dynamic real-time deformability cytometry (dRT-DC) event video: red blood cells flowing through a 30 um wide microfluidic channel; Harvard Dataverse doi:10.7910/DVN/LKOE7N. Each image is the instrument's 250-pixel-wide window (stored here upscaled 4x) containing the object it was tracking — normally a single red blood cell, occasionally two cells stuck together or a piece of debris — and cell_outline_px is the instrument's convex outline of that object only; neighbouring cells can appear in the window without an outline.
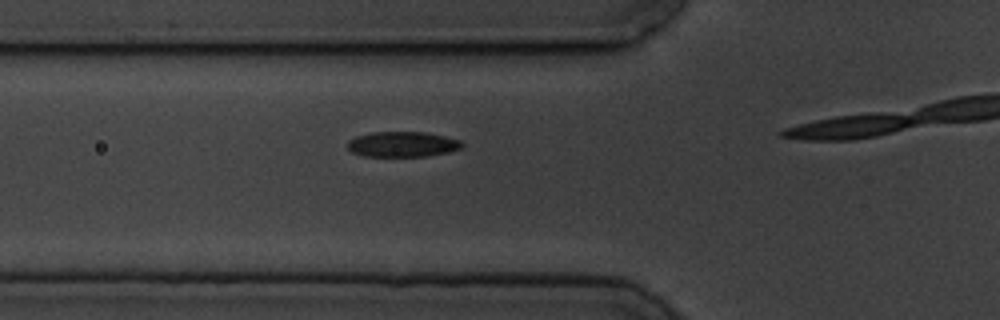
{"species": "common noctule bat (a hibernating species)", "species_latin": "Nyctalus noctula", "temperature_condition": "cold", "stored_images_in_passage": 5, "camera_frame_rate_fps": 3000, "um_per_image_px": 0.085, "animal": {"sex": "male", "body_mass_g": 19.5, "forearm_length_mm": 54.6}, "frame": {"image": 1, "passage_image": 4, "time_ms": 3.333, "image_size_px": [1000, 320], "cell_outline_px": [[464, 144], [460, 148], [448, 152], [428, 156], [364, 156], [352, 152], [348, 148], [348, 140], [356, 136], [372, 132], [424, 132], [444, 136], [460, 140]], "centroid_in_image_um": [34.2, 12.26], "position_along_channel_um": 91.6, "area_um2": 16.82}}